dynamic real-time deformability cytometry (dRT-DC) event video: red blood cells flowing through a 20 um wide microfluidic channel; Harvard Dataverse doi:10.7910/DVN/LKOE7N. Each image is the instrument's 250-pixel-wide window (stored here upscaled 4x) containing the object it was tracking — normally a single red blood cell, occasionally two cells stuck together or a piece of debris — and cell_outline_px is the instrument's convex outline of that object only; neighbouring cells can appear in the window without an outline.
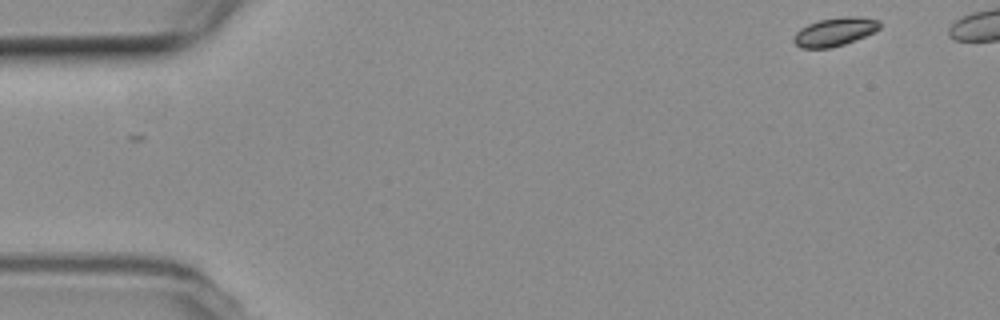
{"species": "common noctule bat (a hibernating species)", "species_latin": "Nyctalus noctula", "temperature_condition": "room temperature", "stored_images_in_passage": 17, "camera_frame_rate_fps": 3000, "um_per_image_px": 0.085, "animal": {"sex": "female", "body_mass_g": 19.3, "forearm_length_mm": 54.1}, "frame": {"image": 1, "passage_image": 1, "time_ms": 0.0, "image_size_px": [1000, 320], "cell_outline_px": [[880, 28], [876, 32], [856, 40], [844, 44], [828, 48], [800, 48], [792, 40], [796, 32], [800, 28], [808, 24], [820, 20], [844, 16], [860, 16], [880, 20]], "centroid_in_image_um": [70.99, 2.69], "position_along_channel_um": 14.0, "area_um2": 14.39}}
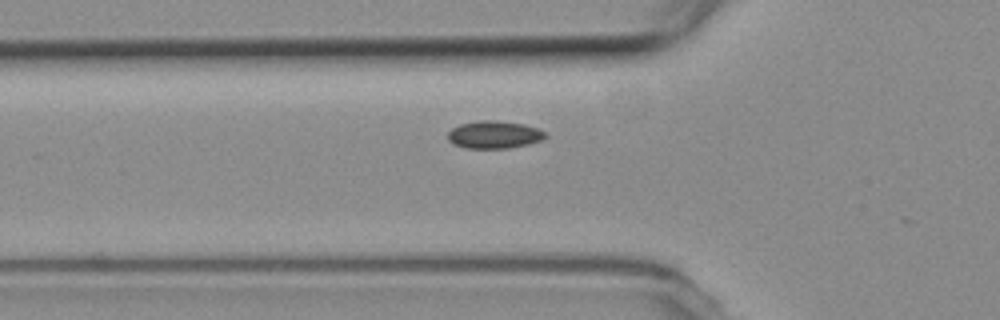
{"frame": {"image": 2, "passage_image": 16, "time_ms": 5.0, "image_size_px": [1000, 320], "cell_outline_px": [[548, 136], [540, 140], [528, 144], [508, 148], [464, 148], [452, 144], [448, 140], [448, 132], [452, 128], [460, 124], [480, 120], [496, 120], [524, 124], [540, 128]], "centroid_in_image_um": [41.99, 11.44], "position_along_channel_um": 83.8, "area_um2": 15.78}}